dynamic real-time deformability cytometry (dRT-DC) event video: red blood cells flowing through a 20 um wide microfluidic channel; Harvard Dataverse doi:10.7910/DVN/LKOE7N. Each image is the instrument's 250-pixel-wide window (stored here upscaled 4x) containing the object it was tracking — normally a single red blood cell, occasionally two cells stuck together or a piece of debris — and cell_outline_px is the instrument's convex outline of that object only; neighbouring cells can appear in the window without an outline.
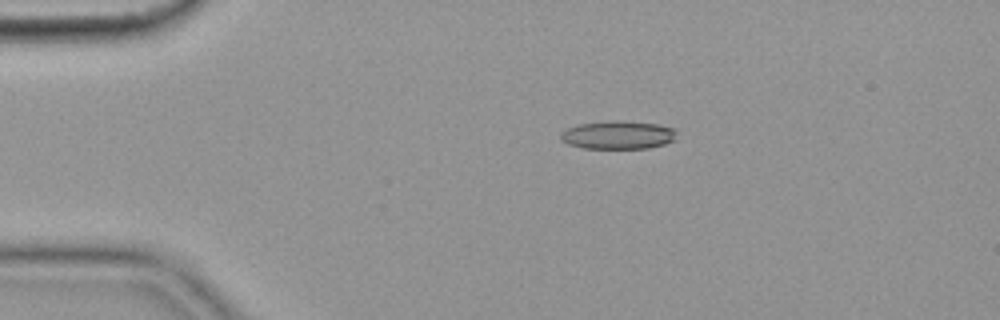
{"species": "common noctule bat (a hibernating species)", "species_latin": "Nyctalus noctula", "temperature_condition": "cold", "stored_images_in_passage": 37, "camera_frame_rate_fps": 3000, "um_per_image_px": 0.085, "animal": {"sex": "female", "body_mass_g": 19.9}, "frame": {"image": 1, "passage_image": 1, "time_ms": 0.0, "image_size_px": [1000, 320], "cell_outline_px": [[676, 140], [664, 144], [648, 148], [584, 148], [568, 144], [560, 140], [560, 132], [568, 128], [580, 124], [608, 120], [624, 120], [660, 124], [676, 128]], "centroid_in_image_um": [52.56, 11.45], "position_along_channel_um": 32.4, "area_um2": 19.42}}
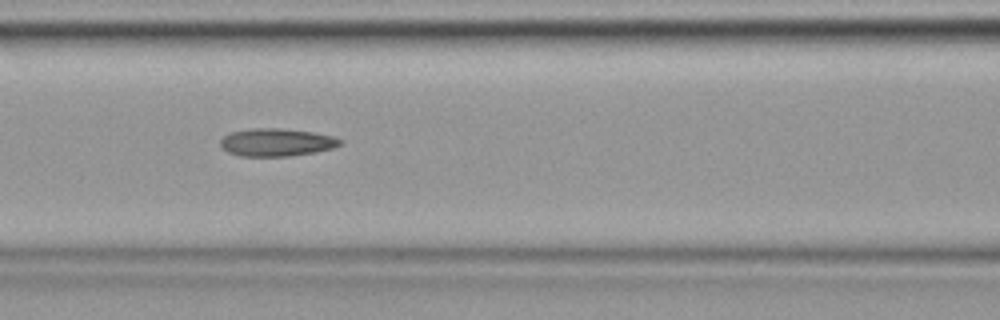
{"frame": {"image": 2, "passage_image": 14, "time_ms": 4.333, "image_size_px": [1000, 320], "cell_outline_px": [[344, 140], [340, 144], [332, 148], [316, 152], [288, 156], [240, 156], [228, 152], [220, 144], [220, 140], [224, 136], [232, 132], [252, 128], [280, 128], [312, 132], [332, 136]], "centroid_in_image_um": [23.51, 12.1], "position_along_channel_um": 143.1, "area_um2": 19.25}}
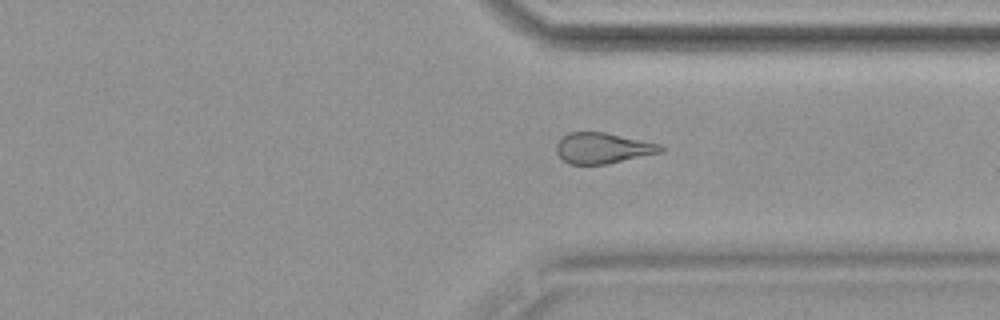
{"frame": {"image": 3, "passage_image": 32, "time_ms": 10.333, "image_size_px": [1000, 320], "cell_outline_px": [[664, 152], [604, 164], [568, 164], [556, 152], [556, 144], [568, 132], [604, 132], [660, 144], [664, 148]], "centroid_in_image_um": [51.24, 12.59], "position_along_channel_um": 360.2, "area_um2": 18.5}, "authors_computed_cell_mechanics": {"area_um2": 19.2474, "velocity_mm_per_s": 3.6242, "shape_relaxation_time_tau1_ms": null, "shape_relaxation_time_tau2_ms": 5.7609, "deformation_change_tau1": null, "deformation_change_tau2": 0.1568}}